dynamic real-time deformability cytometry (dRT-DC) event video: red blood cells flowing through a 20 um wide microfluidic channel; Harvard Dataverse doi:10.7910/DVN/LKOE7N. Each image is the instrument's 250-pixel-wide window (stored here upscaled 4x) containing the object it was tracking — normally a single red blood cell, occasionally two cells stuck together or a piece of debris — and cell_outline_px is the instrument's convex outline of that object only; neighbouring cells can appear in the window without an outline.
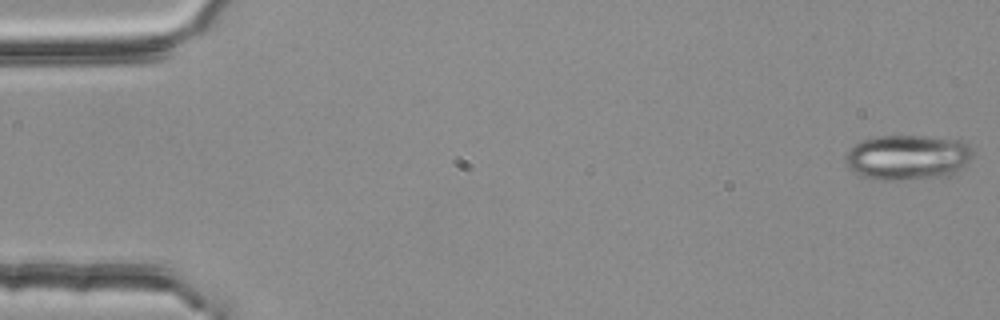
{"species": "common noctule bat (a hibernating species)", "species_latin": "Nyctalus noctula", "temperature_condition": "room temperature", "stored_images_in_passage": 4, "camera_frame_rate_fps": 3000, "um_per_image_px": 0.085, "animal": {"sex": "female", "body_mass_g": 25.1}, "frame": {"image": 1, "passage_image": 1, "time_ms": 0.0, "image_size_px": [1000, 320], "cell_outline_px": [[976, 148], [972, 156], [960, 172], [948, 176], [900, 180], [876, 180], [860, 176], [852, 172], [848, 168], [844, 160], [844, 156], [856, 144], [864, 140], [880, 136], [924, 136], [964, 140]], "centroid_in_image_um": [77.21, 13.38], "position_along_channel_um": 7.8, "area_um2": 34.16}}